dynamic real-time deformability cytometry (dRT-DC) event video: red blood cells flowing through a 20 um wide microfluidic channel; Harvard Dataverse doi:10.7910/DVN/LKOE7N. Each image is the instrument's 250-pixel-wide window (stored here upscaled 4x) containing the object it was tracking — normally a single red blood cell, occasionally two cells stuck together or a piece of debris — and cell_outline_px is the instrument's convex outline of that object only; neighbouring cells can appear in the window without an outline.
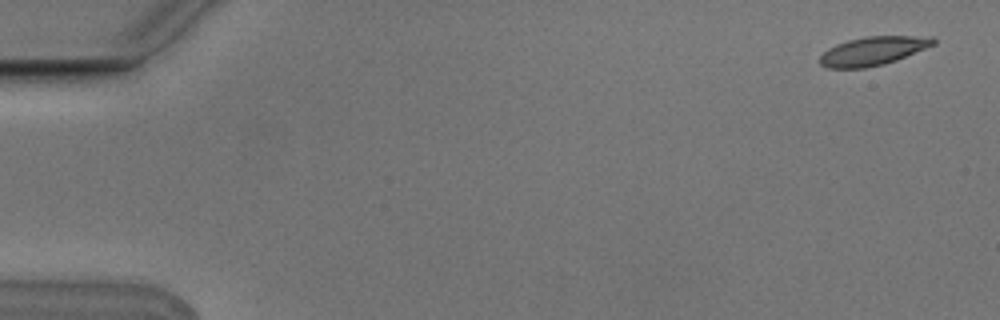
{"species": "Egyptian fruit bat (a non-hibernating species)", "species_latin": "Rousettus aegyptiacus", "temperature_condition": "cold", "stored_images_in_passage": 4, "camera_frame_rate_fps": 3000, "um_per_image_px": 0.085, "animal": {"sex": "male"}, "frame": {"image": 1, "passage_image": 1, "time_ms": 0.0, "image_size_px": [1000, 320], "cell_outline_px": [[936, 44], [896, 60], [884, 64], [864, 68], [828, 68], [820, 64], [820, 56], [828, 48], [836, 44], [848, 40], [868, 36], [932, 36], [936, 40]], "centroid_in_image_um": [74.22, 4.32], "position_along_channel_um": 10.8, "area_um2": 18.9}}